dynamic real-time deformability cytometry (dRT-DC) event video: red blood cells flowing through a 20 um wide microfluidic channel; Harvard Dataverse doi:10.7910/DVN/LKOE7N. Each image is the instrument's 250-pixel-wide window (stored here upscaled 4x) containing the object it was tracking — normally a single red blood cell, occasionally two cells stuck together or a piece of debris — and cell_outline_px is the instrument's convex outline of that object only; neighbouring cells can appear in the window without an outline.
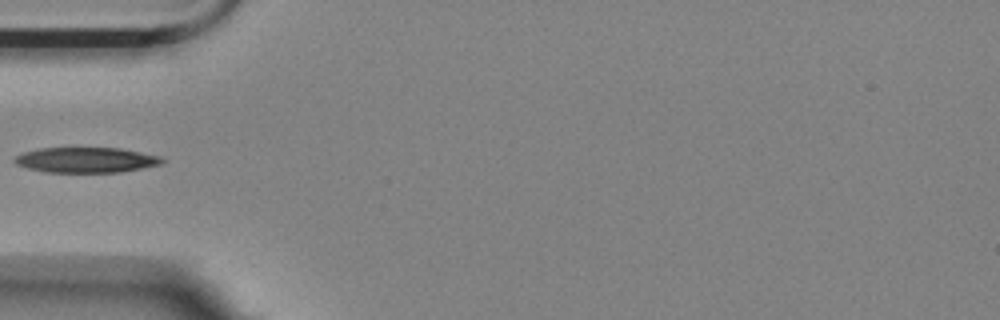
{"species": "Egyptian fruit bat (a non-hibernating species)", "species_latin": "Rousettus aegyptiacus", "temperature_condition": "room temperature", "stored_images_in_passage": 23, "camera_frame_rate_fps": 3000, "um_per_image_px": 0.085, "animal": {"sex": "female"}, "frame": {"image": 1, "passage_image": 1, "time_ms": 0.0, "image_size_px": [1000, 320], "cell_outline_px": [[164, 164], [144, 168], [120, 172], [44, 172], [28, 168], [16, 164], [12, 160], [16, 156], [24, 152], [40, 148], [120, 148], [160, 156], [164, 160]], "centroid_in_image_um": [7.34, 13.6], "position_along_channel_um": 77.7, "area_um2": 21.79}}
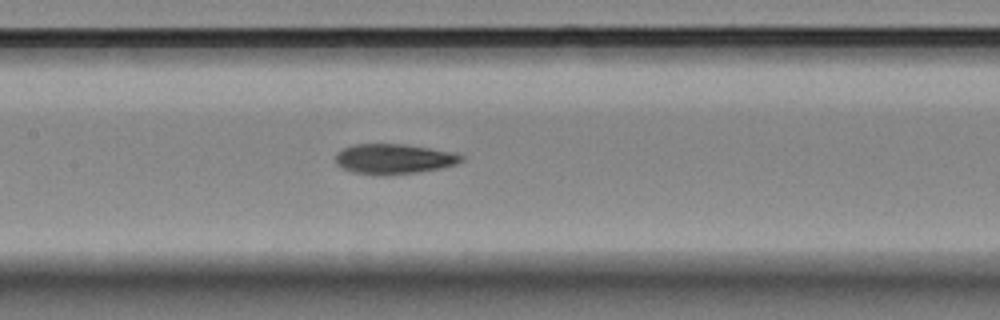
{"frame": {"image": 2, "passage_image": 9, "time_ms": 2.667, "image_size_px": [1000, 320], "cell_outline_px": [[464, 160], [456, 164], [440, 168], [416, 172], [384, 176], [352, 172], [336, 164], [336, 152], [344, 148], [356, 144], [404, 144], [460, 152], [464, 156]], "centroid_in_image_um": [33.53, 13.5], "position_along_channel_um": 173.9, "area_um2": 22.31}}
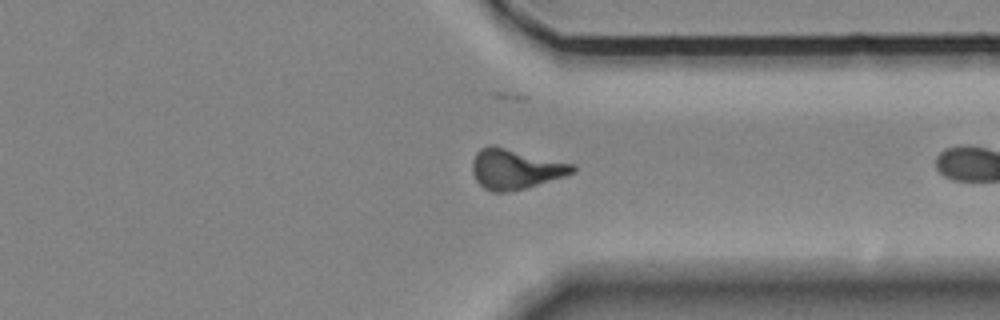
{"frame": {"image": 3, "passage_image": 22, "time_ms": 7.0, "image_size_px": [1000, 320], "cell_outline_px": [[576, 168], [572, 172], [564, 176], [524, 188], [508, 192], [492, 192], [484, 188], [476, 180], [472, 172], [472, 160], [476, 152], [480, 148], [488, 144], [492, 144], [576, 164]], "centroid_in_image_um": [43.77, 14.34], "position_along_channel_um": 367.6, "area_um2": 23.52}}